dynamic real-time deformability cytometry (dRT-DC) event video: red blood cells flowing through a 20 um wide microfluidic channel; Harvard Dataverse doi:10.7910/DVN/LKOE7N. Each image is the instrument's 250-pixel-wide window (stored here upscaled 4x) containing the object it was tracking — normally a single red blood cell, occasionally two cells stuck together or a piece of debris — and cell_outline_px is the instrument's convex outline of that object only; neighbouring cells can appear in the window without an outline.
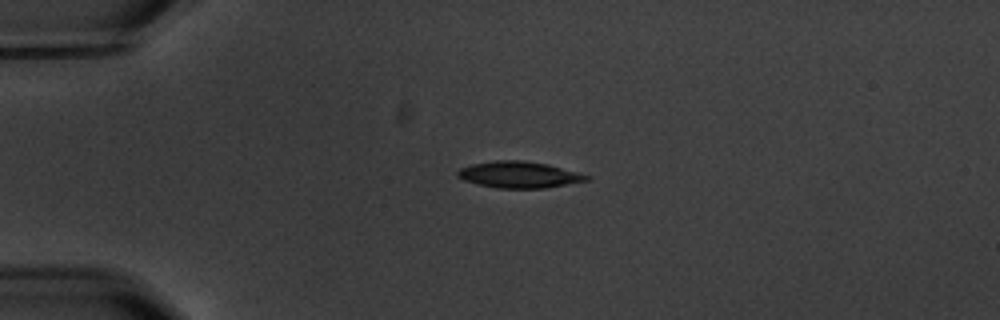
{"species": "common noctule bat (a hibernating species)", "species_latin": "Nyctalus noctula", "temperature_condition": "warm", "stored_images_in_passage": 2, "camera_frame_rate_fps": 3000, "um_per_image_px": 0.085, "animal": {"sex": "male", "body_mass_g": 20.1, "forearm_length_mm": 53.5}, "frame": {"image": 1, "passage_image": 1, "time_ms": 0.0, "image_size_px": [1000, 320], "cell_outline_px": [[592, 176], [588, 180], [544, 188], [496, 188], [464, 180], [456, 176], [456, 172], [460, 168], [472, 164], [496, 160], [524, 160], [548, 164]], "centroid_in_image_um": [44.11, 14.84], "position_along_channel_um": 40.9, "area_um2": 19.77}}